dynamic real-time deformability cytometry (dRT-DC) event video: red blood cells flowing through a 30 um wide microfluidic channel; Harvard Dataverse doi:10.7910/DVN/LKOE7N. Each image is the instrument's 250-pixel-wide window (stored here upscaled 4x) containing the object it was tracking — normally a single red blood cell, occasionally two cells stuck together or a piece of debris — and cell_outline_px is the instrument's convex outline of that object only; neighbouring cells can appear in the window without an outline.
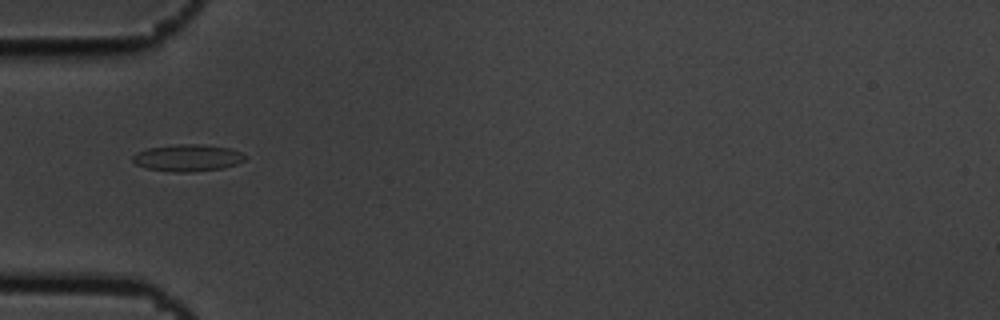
{"species": "common noctule bat (a hibernating species)", "species_latin": "Nyctalus noctula", "temperature_condition": "cold", "stored_images_in_passage": 15, "camera_frame_rate_fps": 3000, "um_per_image_px": 0.085, "animal": {"sex": "male", "body_mass_g": 19.5, "forearm_length_mm": 54.6}, "frame": {"image": 1, "passage_image": 5, "time_ms": 1.333, "image_size_px": [1000, 320], "cell_outline_px": [[248, 156], [244, 160], [236, 164], [224, 168], [192, 172], [172, 172], [148, 168], [136, 164], [132, 160], [132, 156], [136, 152], [148, 148], [176, 144], [204, 144], [228, 148], [240, 152]], "centroid_in_image_um": [15.95, 13.41], "position_along_channel_um": 69.0, "area_um2": 17.69}}
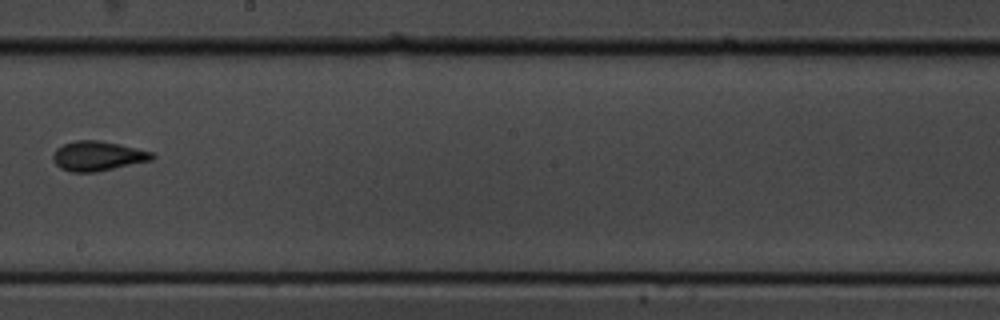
{"frame": {"image": 2, "passage_image": 9, "time_ms": 2.667, "image_size_px": [1000, 320], "cell_outline_px": [[156, 156], [152, 160], [96, 172], [72, 172], [60, 168], [52, 160], [52, 156], [56, 148], [64, 144], [76, 140], [96, 140], [136, 148], [152, 152]], "centroid_in_image_um": [8.28, 13.27], "position_along_channel_um": 239.9, "area_um2": 16.99}}
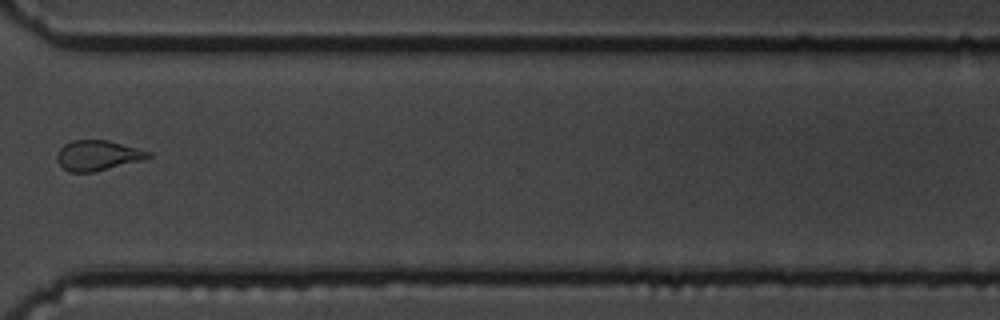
{"frame": {"image": 3, "passage_image": 12, "time_ms": 3.667, "image_size_px": [1000, 320], "cell_outline_px": [[152, 156], [144, 160], [92, 172], [68, 172], [60, 164], [56, 156], [60, 148], [64, 144], [72, 140], [108, 140], [152, 152]], "centroid_in_image_um": [8.32, 13.2], "position_along_channel_um": 362.3, "area_um2": 16.01}}